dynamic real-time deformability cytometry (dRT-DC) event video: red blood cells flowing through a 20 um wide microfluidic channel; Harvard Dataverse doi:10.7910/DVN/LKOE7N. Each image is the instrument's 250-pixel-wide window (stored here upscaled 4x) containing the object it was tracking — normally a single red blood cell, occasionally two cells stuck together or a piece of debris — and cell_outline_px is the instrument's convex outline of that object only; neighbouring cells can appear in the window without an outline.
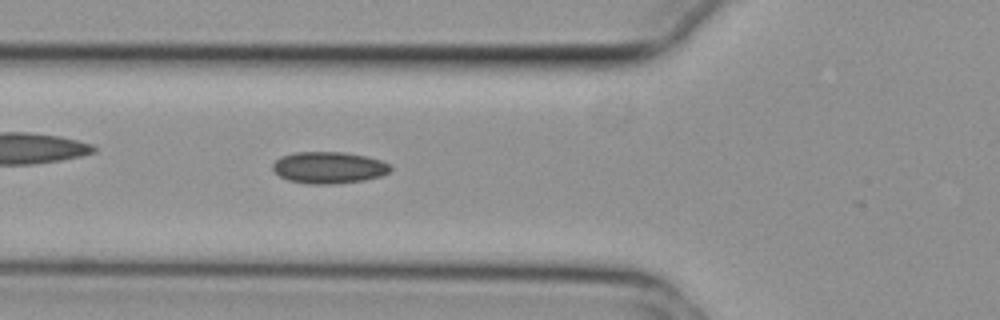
{"species": "common noctule bat (a hibernating species)", "species_latin": "Nyctalus noctula", "temperature_condition": "cold", "stored_images_in_passage": 15, "camera_frame_rate_fps": 3000, "um_per_image_px": 0.085, "animal": {"sex": "female", "body_mass_g": 29.2, "forearm_length_mm": 56.3}, "frame": {"image": 1, "passage_image": 8, "time_ms": 2.333, "image_size_px": [1000, 320], "cell_outline_px": [[392, 168], [388, 172], [380, 176], [364, 180], [336, 184], [308, 184], [288, 180], [280, 176], [272, 168], [272, 164], [280, 156], [296, 152], [340, 152], [368, 156], [380, 160], [388, 164]], "centroid_in_image_um": [27.93, 14.25], "position_along_channel_um": 97.9, "area_um2": 21.73}}
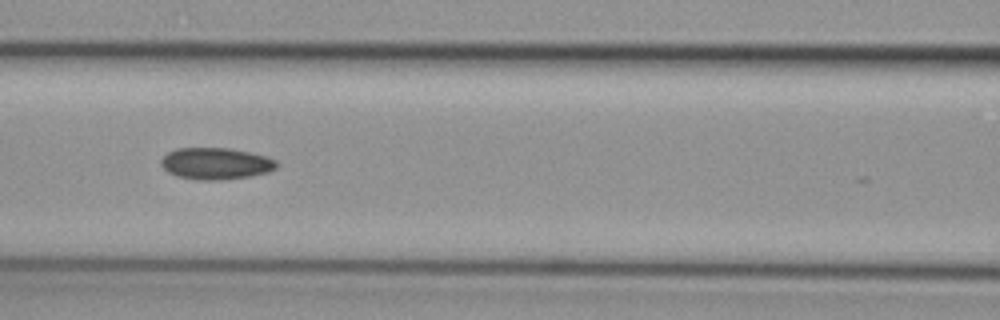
{"frame": {"image": 2, "passage_image": 12, "time_ms": 3.667, "image_size_px": [1000, 320], "cell_outline_px": [[276, 168], [268, 172], [252, 176], [220, 180], [196, 180], [176, 176], [168, 172], [160, 164], [160, 160], [168, 152], [176, 148], [228, 148], [248, 152], [264, 156], [276, 160]], "centroid_in_image_um": [18.31, 13.91], "position_along_channel_um": 148.3, "area_um2": 21.33}}